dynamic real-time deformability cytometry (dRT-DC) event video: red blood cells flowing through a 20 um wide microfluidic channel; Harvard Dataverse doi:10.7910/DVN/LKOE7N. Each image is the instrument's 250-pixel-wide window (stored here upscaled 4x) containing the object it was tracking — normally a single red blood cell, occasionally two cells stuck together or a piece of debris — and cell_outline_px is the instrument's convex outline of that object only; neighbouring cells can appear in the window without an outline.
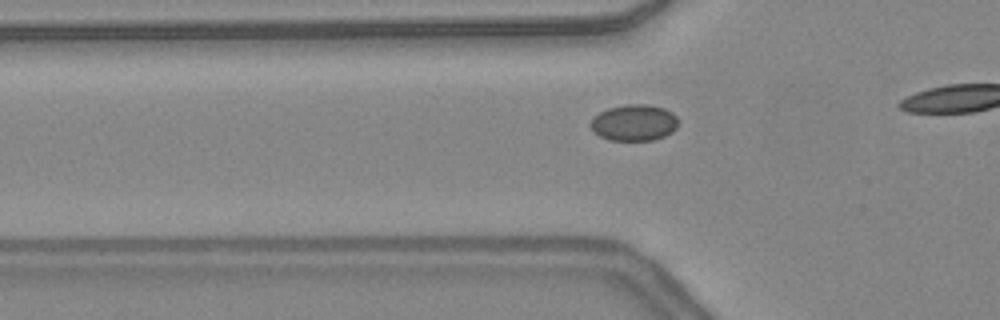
{"species": "common noctule bat (a hibernating species)", "species_latin": "Nyctalus noctula", "temperature_condition": "warm", "stored_images_in_passage": 18, "camera_frame_rate_fps": 3000, "um_per_image_px": 0.085, "animal": {"sex": "female", "body_mass_g": 24.6, "forearm_length_mm": 56.2}, "frame": {"image": 1, "passage_image": 13, "time_ms": 4.0, "image_size_px": [1000, 320], "cell_outline_px": [[676, 128], [672, 132], [664, 136], [652, 140], [608, 140], [592, 132], [588, 124], [600, 112], [608, 108], [628, 104], [648, 104], [664, 108], [672, 112], [676, 116]], "centroid_in_image_um": [53.87, 10.43], "position_along_channel_um": 71.9, "area_um2": 18.55}}
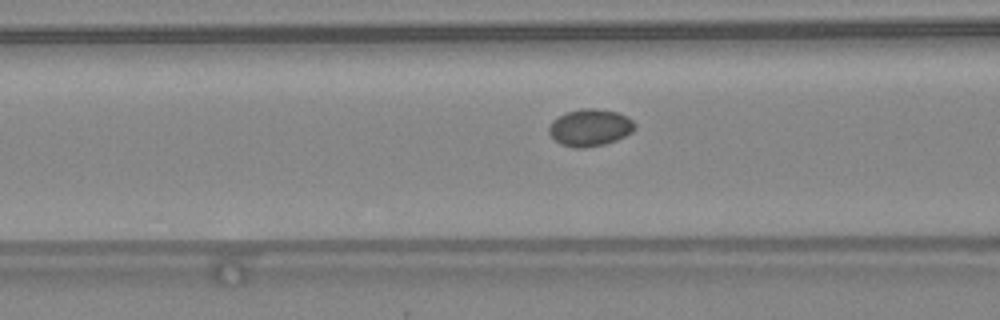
{"frame": {"image": 2, "passage_image": 16, "time_ms": 5.0, "image_size_px": [1000, 320], "cell_outline_px": [[636, 128], [632, 132], [616, 140], [604, 144], [584, 148], [572, 148], [560, 144], [548, 132], [548, 128], [552, 120], [564, 112], [580, 108], [596, 108], [616, 112], [628, 116], [636, 124]], "centroid_in_image_um": [50.14, 10.83], "position_along_channel_um": 116.5, "area_um2": 18.79}}